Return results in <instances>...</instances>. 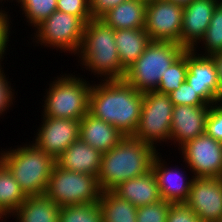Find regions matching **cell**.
Masks as SVG:
<instances>
[{
	"label": "cell",
	"mask_w": 222,
	"mask_h": 222,
	"mask_svg": "<svg viewBox=\"0 0 222 222\" xmlns=\"http://www.w3.org/2000/svg\"><path fill=\"white\" fill-rule=\"evenodd\" d=\"M159 153L153 159L152 171L158 182L161 199L170 203H185L194 177L187 178L178 166H174V169L167 166V162L162 157L160 158L162 155Z\"/></svg>",
	"instance_id": "cell-17"
},
{
	"label": "cell",
	"mask_w": 222,
	"mask_h": 222,
	"mask_svg": "<svg viewBox=\"0 0 222 222\" xmlns=\"http://www.w3.org/2000/svg\"><path fill=\"white\" fill-rule=\"evenodd\" d=\"M5 11V8L2 10V6L0 9V62L3 61L4 55L6 53V49L9 43V35L10 33V23H12L10 20V14L8 15ZM10 19V20H9Z\"/></svg>",
	"instance_id": "cell-36"
},
{
	"label": "cell",
	"mask_w": 222,
	"mask_h": 222,
	"mask_svg": "<svg viewBox=\"0 0 222 222\" xmlns=\"http://www.w3.org/2000/svg\"><path fill=\"white\" fill-rule=\"evenodd\" d=\"M26 198L27 196L22 191L12 173L0 161V211L6 217H10Z\"/></svg>",
	"instance_id": "cell-25"
},
{
	"label": "cell",
	"mask_w": 222,
	"mask_h": 222,
	"mask_svg": "<svg viewBox=\"0 0 222 222\" xmlns=\"http://www.w3.org/2000/svg\"><path fill=\"white\" fill-rule=\"evenodd\" d=\"M171 102L176 105L211 106L208 105L186 81L168 94Z\"/></svg>",
	"instance_id": "cell-31"
},
{
	"label": "cell",
	"mask_w": 222,
	"mask_h": 222,
	"mask_svg": "<svg viewBox=\"0 0 222 222\" xmlns=\"http://www.w3.org/2000/svg\"><path fill=\"white\" fill-rule=\"evenodd\" d=\"M59 211L60 206L43 194L28 196L12 217L16 222H59Z\"/></svg>",
	"instance_id": "cell-22"
},
{
	"label": "cell",
	"mask_w": 222,
	"mask_h": 222,
	"mask_svg": "<svg viewBox=\"0 0 222 222\" xmlns=\"http://www.w3.org/2000/svg\"><path fill=\"white\" fill-rule=\"evenodd\" d=\"M205 52H196L202 56H210L213 53L222 51V0L216 4L210 24L200 40Z\"/></svg>",
	"instance_id": "cell-26"
},
{
	"label": "cell",
	"mask_w": 222,
	"mask_h": 222,
	"mask_svg": "<svg viewBox=\"0 0 222 222\" xmlns=\"http://www.w3.org/2000/svg\"><path fill=\"white\" fill-rule=\"evenodd\" d=\"M127 0H90V8L93 18H100L109 9L118 6Z\"/></svg>",
	"instance_id": "cell-37"
},
{
	"label": "cell",
	"mask_w": 222,
	"mask_h": 222,
	"mask_svg": "<svg viewBox=\"0 0 222 222\" xmlns=\"http://www.w3.org/2000/svg\"><path fill=\"white\" fill-rule=\"evenodd\" d=\"M102 191L97 177L54 165L45 195L60 207L99 202Z\"/></svg>",
	"instance_id": "cell-7"
},
{
	"label": "cell",
	"mask_w": 222,
	"mask_h": 222,
	"mask_svg": "<svg viewBox=\"0 0 222 222\" xmlns=\"http://www.w3.org/2000/svg\"><path fill=\"white\" fill-rule=\"evenodd\" d=\"M0 161L12 173L27 197L45 193L49 176L56 164L52 156L33 142L12 150H2Z\"/></svg>",
	"instance_id": "cell-4"
},
{
	"label": "cell",
	"mask_w": 222,
	"mask_h": 222,
	"mask_svg": "<svg viewBox=\"0 0 222 222\" xmlns=\"http://www.w3.org/2000/svg\"><path fill=\"white\" fill-rule=\"evenodd\" d=\"M59 222H103V214L98 202L60 207Z\"/></svg>",
	"instance_id": "cell-28"
},
{
	"label": "cell",
	"mask_w": 222,
	"mask_h": 222,
	"mask_svg": "<svg viewBox=\"0 0 222 222\" xmlns=\"http://www.w3.org/2000/svg\"><path fill=\"white\" fill-rule=\"evenodd\" d=\"M218 74V104L222 103V51L210 55ZM221 101V102H220Z\"/></svg>",
	"instance_id": "cell-38"
},
{
	"label": "cell",
	"mask_w": 222,
	"mask_h": 222,
	"mask_svg": "<svg viewBox=\"0 0 222 222\" xmlns=\"http://www.w3.org/2000/svg\"><path fill=\"white\" fill-rule=\"evenodd\" d=\"M124 136L116 127L89 112L80 120L79 138L102 154L116 146Z\"/></svg>",
	"instance_id": "cell-19"
},
{
	"label": "cell",
	"mask_w": 222,
	"mask_h": 222,
	"mask_svg": "<svg viewBox=\"0 0 222 222\" xmlns=\"http://www.w3.org/2000/svg\"><path fill=\"white\" fill-rule=\"evenodd\" d=\"M173 108L169 95L157 91L144 92L139 125L133 137L154 149L157 143L168 142Z\"/></svg>",
	"instance_id": "cell-8"
},
{
	"label": "cell",
	"mask_w": 222,
	"mask_h": 222,
	"mask_svg": "<svg viewBox=\"0 0 222 222\" xmlns=\"http://www.w3.org/2000/svg\"><path fill=\"white\" fill-rule=\"evenodd\" d=\"M20 4L22 14L25 15L28 25L32 28L47 19L57 11V0H15Z\"/></svg>",
	"instance_id": "cell-29"
},
{
	"label": "cell",
	"mask_w": 222,
	"mask_h": 222,
	"mask_svg": "<svg viewBox=\"0 0 222 222\" xmlns=\"http://www.w3.org/2000/svg\"><path fill=\"white\" fill-rule=\"evenodd\" d=\"M186 82L208 104H218V74L210 56L187 50Z\"/></svg>",
	"instance_id": "cell-14"
},
{
	"label": "cell",
	"mask_w": 222,
	"mask_h": 222,
	"mask_svg": "<svg viewBox=\"0 0 222 222\" xmlns=\"http://www.w3.org/2000/svg\"><path fill=\"white\" fill-rule=\"evenodd\" d=\"M101 158V152L79 138L55 159V163L64 170L90 174L97 177L100 170Z\"/></svg>",
	"instance_id": "cell-18"
},
{
	"label": "cell",
	"mask_w": 222,
	"mask_h": 222,
	"mask_svg": "<svg viewBox=\"0 0 222 222\" xmlns=\"http://www.w3.org/2000/svg\"><path fill=\"white\" fill-rule=\"evenodd\" d=\"M112 191L136 207L161 200L158 182L152 170L145 175L121 182Z\"/></svg>",
	"instance_id": "cell-20"
},
{
	"label": "cell",
	"mask_w": 222,
	"mask_h": 222,
	"mask_svg": "<svg viewBox=\"0 0 222 222\" xmlns=\"http://www.w3.org/2000/svg\"><path fill=\"white\" fill-rule=\"evenodd\" d=\"M93 83L89 93L88 112L116 127L123 135L133 136L139 125L143 92L125 79Z\"/></svg>",
	"instance_id": "cell-1"
},
{
	"label": "cell",
	"mask_w": 222,
	"mask_h": 222,
	"mask_svg": "<svg viewBox=\"0 0 222 222\" xmlns=\"http://www.w3.org/2000/svg\"><path fill=\"white\" fill-rule=\"evenodd\" d=\"M57 11L80 17L85 23L93 18L90 0H57Z\"/></svg>",
	"instance_id": "cell-32"
},
{
	"label": "cell",
	"mask_w": 222,
	"mask_h": 222,
	"mask_svg": "<svg viewBox=\"0 0 222 222\" xmlns=\"http://www.w3.org/2000/svg\"><path fill=\"white\" fill-rule=\"evenodd\" d=\"M5 218L8 219V217H6L1 211H0V220L3 221Z\"/></svg>",
	"instance_id": "cell-40"
},
{
	"label": "cell",
	"mask_w": 222,
	"mask_h": 222,
	"mask_svg": "<svg viewBox=\"0 0 222 222\" xmlns=\"http://www.w3.org/2000/svg\"><path fill=\"white\" fill-rule=\"evenodd\" d=\"M205 133L222 142V103L210 106Z\"/></svg>",
	"instance_id": "cell-33"
},
{
	"label": "cell",
	"mask_w": 222,
	"mask_h": 222,
	"mask_svg": "<svg viewBox=\"0 0 222 222\" xmlns=\"http://www.w3.org/2000/svg\"><path fill=\"white\" fill-rule=\"evenodd\" d=\"M81 65L101 81L124 79L126 70L122 67L115 42V30L100 18H92L85 24L81 47L76 54ZM100 75V76H99Z\"/></svg>",
	"instance_id": "cell-3"
},
{
	"label": "cell",
	"mask_w": 222,
	"mask_h": 222,
	"mask_svg": "<svg viewBox=\"0 0 222 222\" xmlns=\"http://www.w3.org/2000/svg\"><path fill=\"white\" fill-rule=\"evenodd\" d=\"M187 50H185L162 75L158 88L155 90L162 94H169L178 89L186 81Z\"/></svg>",
	"instance_id": "cell-27"
},
{
	"label": "cell",
	"mask_w": 222,
	"mask_h": 222,
	"mask_svg": "<svg viewBox=\"0 0 222 222\" xmlns=\"http://www.w3.org/2000/svg\"><path fill=\"white\" fill-rule=\"evenodd\" d=\"M60 76L46 89L42 116L81 120L88 113L92 84L73 74Z\"/></svg>",
	"instance_id": "cell-5"
},
{
	"label": "cell",
	"mask_w": 222,
	"mask_h": 222,
	"mask_svg": "<svg viewBox=\"0 0 222 222\" xmlns=\"http://www.w3.org/2000/svg\"><path fill=\"white\" fill-rule=\"evenodd\" d=\"M167 222H202L186 203H171Z\"/></svg>",
	"instance_id": "cell-34"
},
{
	"label": "cell",
	"mask_w": 222,
	"mask_h": 222,
	"mask_svg": "<svg viewBox=\"0 0 222 222\" xmlns=\"http://www.w3.org/2000/svg\"><path fill=\"white\" fill-rule=\"evenodd\" d=\"M85 24L80 17L54 11L35 27L33 42L75 55L82 44Z\"/></svg>",
	"instance_id": "cell-9"
},
{
	"label": "cell",
	"mask_w": 222,
	"mask_h": 222,
	"mask_svg": "<svg viewBox=\"0 0 222 222\" xmlns=\"http://www.w3.org/2000/svg\"><path fill=\"white\" fill-rule=\"evenodd\" d=\"M185 203L202 222H216L222 216V178L194 177Z\"/></svg>",
	"instance_id": "cell-13"
},
{
	"label": "cell",
	"mask_w": 222,
	"mask_h": 222,
	"mask_svg": "<svg viewBox=\"0 0 222 222\" xmlns=\"http://www.w3.org/2000/svg\"><path fill=\"white\" fill-rule=\"evenodd\" d=\"M115 42L122 67L127 70L145 51L151 39L144 28L115 30Z\"/></svg>",
	"instance_id": "cell-23"
},
{
	"label": "cell",
	"mask_w": 222,
	"mask_h": 222,
	"mask_svg": "<svg viewBox=\"0 0 222 222\" xmlns=\"http://www.w3.org/2000/svg\"><path fill=\"white\" fill-rule=\"evenodd\" d=\"M4 69L0 68V117L9 110L8 108L13 105L14 90L11 88V83L6 78ZM13 91V92H12ZM5 111V112H4Z\"/></svg>",
	"instance_id": "cell-35"
},
{
	"label": "cell",
	"mask_w": 222,
	"mask_h": 222,
	"mask_svg": "<svg viewBox=\"0 0 222 222\" xmlns=\"http://www.w3.org/2000/svg\"><path fill=\"white\" fill-rule=\"evenodd\" d=\"M146 4L144 0H127L109 9L100 19L114 30L144 28Z\"/></svg>",
	"instance_id": "cell-21"
},
{
	"label": "cell",
	"mask_w": 222,
	"mask_h": 222,
	"mask_svg": "<svg viewBox=\"0 0 222 222\" xmlns=\"http://www.w3.org/2000/svg\"><path fill=\"white\" fill-rule=\"evenodd\" d=\"M180 44L151 41L145 51L126 70L125 80L137 91H155L167 68L185 51Z\"/></svg>",
	"instance_id": "cell-6"
},
{
	"label": "cell",
	"mask_w": 222,
	"mask_h": 222,
	"mask_svg": "<svg viewBox=\"0 0 222 222\" xmlns=\"http://www.w3.org/2000/svg\"><path fill=\"white\" fill-rule=\"evenodd\" d=\"M157 150L133 136H124L116 146L102 154L97 175L101 191H112L121 182L147 174L152 170Z\"/></svg>",
	"instance_id": "cell-2"
},
{
	"label": "cell",
	"mask_w": 222,
	"mask_h": 222,
	"mask_svg": "<svg viewBox=\"0 0 222 222\" xmlns=\"http://www.w3.org/2000/svg\"><path fill=\"white\" fill-rule=\"evenodd\" d=\"M99 205L103 222H136L137 207L120 198L113 191H104L100 195Z\"/></svg>",
	"instance_id": "cell-24"
},
{
	"label": "cell",
	"mask_w": 222,
	"mask_h": 222,
	"mask_svg": "<svg viewBox=\"0 0 222 222\" xmlns=\"http://www.w3.org/2000/svg\"><path fill=\"white\" fill-rule=\"evenodd\" d=\"M172 1L175 4H179L181 6L188 5L192 0H169Z\"/></svg>",
	"instance_id": "cell-39"
},
{
	"label": "cell",
	"mask_w": 222,
	"mask_h": 222,
	"mask_svg": "<svg viewBox=\"0 0 222 222\" xmlns=\"http://www.w3.org/2000/svg\"><path fill=\"white\" fill-rule=\"evenodd\" d=\"M184 6L169 0H152L146 4L144 30L151 41H168L181 45Z\"/></svg>",
	"instance_id": "cell-11"
},
{
	"label": "cell",
	"mask_w": 222,
	"mask_h": 222,
	"mask_svg": "<svg viewBox=\"0 0 222 222\" xmlns=\"http://www.w3.org/2000/svg\"><path fill=\"white\" fill-rule=\"evenodd\" d=\"M181 149L183 162L193 177L222 178V142L204 133L188 141Z\"/></svg>",
	"instance_id": "cell-10"
},
{
	"label": "cell",
	"mask_w": 222,
	"mask_h": 222,
	"mask_svg": "<svg viewBox=\"0 0 222 222\" xmlns=\"http://www.w3.org/2000/svg\"><path fill=\"white\" fill-rule=\"evenodd\" d=\"M210 106L176 105L173 108L170 140L179 148L205 133Z\"/></svg>",
	"instance_id": "cell-16"
},
{
	"label": "cell",
	"mask_w": 222,
	"mask_h": 222,
	"mask_svg": "<svg viewBox=\"0 0 222 222\" xmlns=\"http://www.w3.org/2000/svg\"><path fill=\"white\" fill-rule=\"evenodd\" d=\"M170 202L163 199L156 203L137 207L136 222H167Z\"/></svg>",
	"instance_id": "cell-30"
},
{
	"label": "cell",
	"mask_w": 222,
	"mask_h": 222,
	"mask_svg": "<svg viewBox=\"0 0 222 222\" xmlns=\"http://www.w3.org/2000/svg\"><path fill=\"white\" fill-rule=\"evenodd\" d=\"M34 142L41 150L57 159L70 144L79 139L80 120L42 117Z\"/></svg>",
	"instance_id": "cell-12"
},
{
	"label": "cell",
	"mask_w": 222,
	"mask_h": 222,
	"mask_svg": "<svg viewBox=\"0 0 222 222\" xmlns=\"http://www.w3.org/2000/svg\"><path fill=\"white\" fill-rule=\"evenodd\" d=\"M216 222H222V216Z\"/></svg>",
	"instance_id": "cell-41"
},
{
	"label": "cell",
	"mask_w": 222,
	"mask_h": 222,
	"mask_svg": "<svg viewBox=\"0 0 222 222\" xmlns=\"http://www.w3.org/2000/svg\"><path fill=\"white\" fill-rule=\"evenodd\" d=\"M219 0H192L184 6L181 32V46L186 50L199 52L198 44L204 36L216 4ZM199 47V48H197Z\"/></svg>",
	"instance_id": "cell-15"
}]
</instances>
